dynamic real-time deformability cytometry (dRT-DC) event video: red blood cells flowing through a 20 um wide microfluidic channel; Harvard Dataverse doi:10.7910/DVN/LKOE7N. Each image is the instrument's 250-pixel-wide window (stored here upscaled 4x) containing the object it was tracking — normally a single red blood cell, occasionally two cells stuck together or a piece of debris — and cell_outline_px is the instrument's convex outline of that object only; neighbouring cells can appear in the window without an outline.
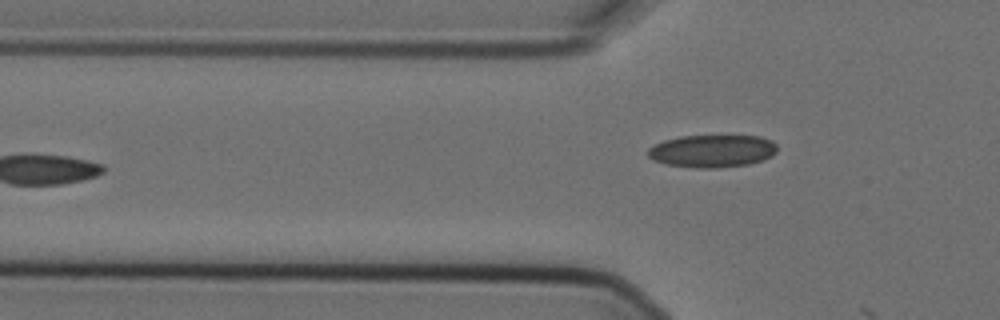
{"species": "Egyptian fruit bat (a non-hibernating species)", "species_latin": "Rousettus aegyptiacus", "temperature_condition": "cold", "stored_images_in_passage": 6, "camera_frame_rate_fps": 3000, "um_per_image_px": 0.085, "animal": {"sex": "female"}, "frame": {"image": 1, "passage_image": 6, "time_ms": 1.667, "image_size_px": [1000, 320], "cell_outline_px": [[776, 152], [772, 156], [764, 160], [748, 164], [716, 168], [696, 168], [664, 164], [652, 160], [648, 156], [648, 148], [664, 140], [680, 136], [760, 136], [772, 140], [776, 144]], "centroid_in_image_um": [60.54, 12.84], "position_along_channel_um": 65.3, "area_um2": 24.68}}